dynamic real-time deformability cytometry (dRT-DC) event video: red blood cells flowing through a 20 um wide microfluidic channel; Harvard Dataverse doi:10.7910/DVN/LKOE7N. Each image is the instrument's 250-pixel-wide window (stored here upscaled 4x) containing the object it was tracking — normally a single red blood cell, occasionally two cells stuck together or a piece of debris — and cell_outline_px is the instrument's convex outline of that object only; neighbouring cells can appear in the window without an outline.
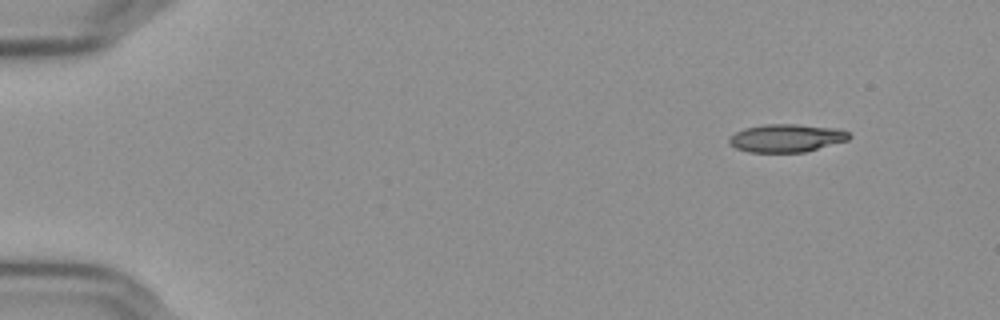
{"species": "Egyptian fruit bat (a non-hibernating species)", "species_latin": "Rousettus aegyptiacus", "temperature_condition": "cold", "stored_images_in_passage": 5, "camera_frame_rate_fps": 3000, "um_per_image_px": 0.085, "frame": {"image": 1, "passage_image": 1, "time_ms": 0.0, "image_size_px": [1000, 320], "cell_outline_px": [[852, 136], [848, 140], [804, 152], [748, 152], [736, 148], [728, 144], [728, 136], [744, 128], [764, 124], [796, 124], [836, 128], [848, 132]], "centroid_in_image_um": [66.81, 11.73], "position_along_channel_um": 18.2, "area_um2": 19.65}}
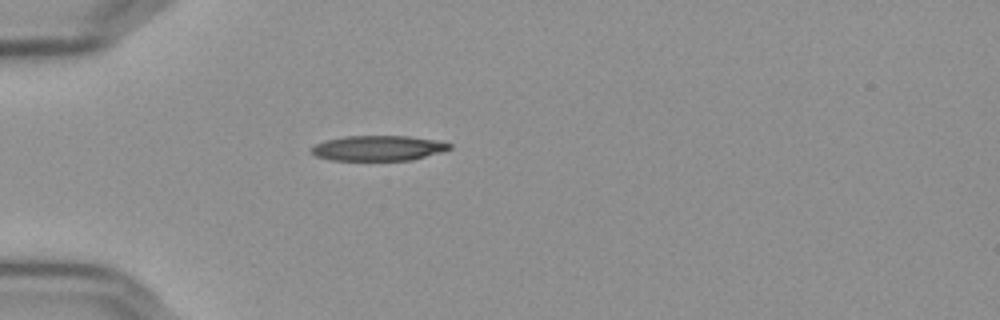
{"frame": {"image": 2, "passage_image": 4, "time_ms": 1.0, "image_size_px": [1000, 320], "cell_outline_px": [[452, 148], [440, 152], [412, 160], [332, 160], [316, 156], [312, 152], [312, 148], [316, 144], [324, 140], [344, 136], [408, 136], [432, 140], [452, 144]], "centroid_in_image_um": [32.13, 12.59], "position_along_channel_um": 52.9, "area_um2": 20.06}}